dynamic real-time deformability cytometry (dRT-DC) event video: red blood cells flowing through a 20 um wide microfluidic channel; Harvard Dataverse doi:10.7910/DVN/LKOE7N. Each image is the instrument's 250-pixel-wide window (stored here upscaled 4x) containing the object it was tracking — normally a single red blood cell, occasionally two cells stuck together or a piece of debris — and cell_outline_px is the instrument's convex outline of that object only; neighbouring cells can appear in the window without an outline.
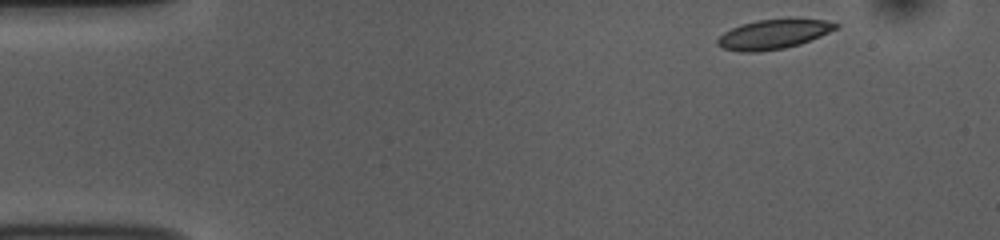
{"species": "common noctule bat (a hibernating species)", "species_latin": "Nyctalus noctula", "temperature_condition": "room temperature", "stored_images_in_passage": 49, "camera_frame_rate_fps": 3000, "um_per_image_px": 0.085, "animal": {"sex": "female", "body_mass_g": 10.0, "forearm_length_mm": 53.1}, "frame": {"image": 1, "passage_image": 1, "time_ms": 0.0, "image_size_px": [1000, 240], "cell_outline_px": [[840, 28], [800, 44], [784, 48], [756, 52], [740, 52], [724, 48], [716, 44], [716, 40], [724, 32], [740, 24], [756, 20], [788, 16], [796, 16], [824, 20], [840, 24]], "centroid_in_image_um": [65.8, 2.86], "position_along_channel_um": 19.2, "area_um2": 21.15}}
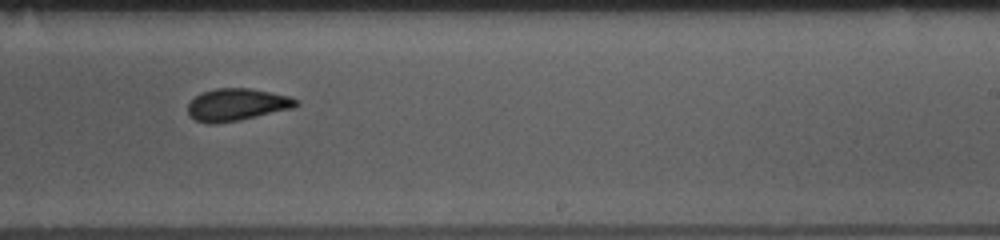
{"frame": {"image": 2, "passage_image": 28, "time_ms": 9.0, "image_size_px": [1000, 240], "cell_outline_px": [[300, 104], [292, 108], [240, 120], [216, 124], [208, 124], [196, 120], [188, 112], [188, 104], [200, 92], [216, 88], [248, 88], [292, 96], [300, 100]], "centroid_in_image_um": [20.16, 8.89], "position_along_channel_um": 268.8, "area_um2": 20.4}}
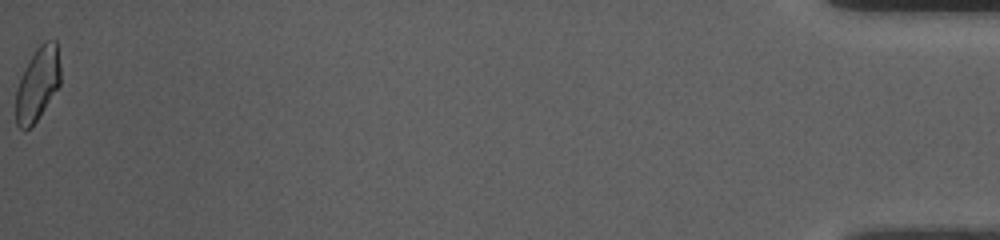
{"frame": {"image": 3, "passage_image": 49, "time_ms": 16.0, "image_size_px": [1000, 240], "cell_outline_px": [[60, 84], [36, 120], [24, 132], [16, 124], [16, 92], [24, 68], [36, 48], [44, 40], [56, 40], [60, 68]], "centroid_in_image_um": [3.19, 7.11], "position_along_channel_um": 432.0, "area_um2": 18.79}, "authors_computed_cell_mechanics": {"area_um2": 20.3456, "velocity_mm_per_s": 3.7304, "shape_relaxation_time_tau1_ms": 4.9531, "shape_relaxation_time_tau2_ms": 3.2774, "deformation_change_tau1": 0.1303, "deformation_change_tau2": 0.0764}}